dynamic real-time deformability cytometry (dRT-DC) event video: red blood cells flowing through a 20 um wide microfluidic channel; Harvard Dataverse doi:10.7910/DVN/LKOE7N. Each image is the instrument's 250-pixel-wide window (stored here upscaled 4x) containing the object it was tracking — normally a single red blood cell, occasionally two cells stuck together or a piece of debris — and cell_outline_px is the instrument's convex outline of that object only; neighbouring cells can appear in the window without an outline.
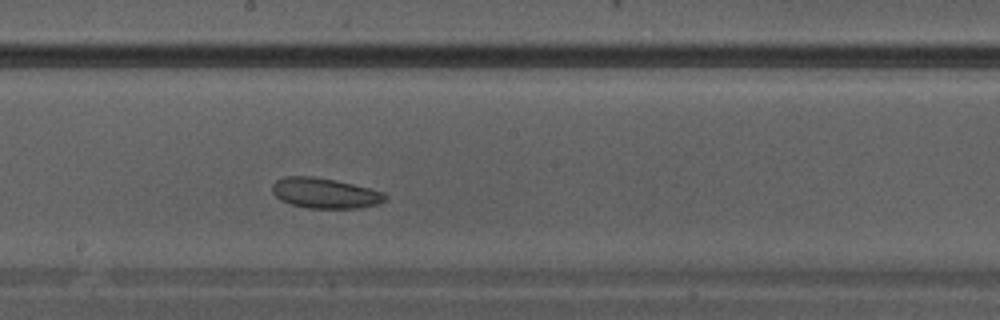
{"species": "Egyptian fruit bat (a non-hibernating species)", "species_latin": "Rousettus aegyptiacus", "temperature_condition": "warm", "stored_images_in_passage": 10, "camera_frame_rate_fps": 3000, "um_per_image_px": 0.085, "animal": {"sex": "male"}, "frame": {"image": 1, "passage_image": 10, "time_ms": 3.0, "image_size_px": [1000, 320], "cell_outline_px": [[388, 196], [380, 204], [360, 208], [308, 208], [292, 204], [280, 200], [272, 192], [272, 184], [276, 180], [288, 176], [312, 176], [336, 180], [384, 192]], "centroid_in_image_um": [27.62, 16.42], "position_along_channel_um": 220.6, "area_um2": 19.94}}